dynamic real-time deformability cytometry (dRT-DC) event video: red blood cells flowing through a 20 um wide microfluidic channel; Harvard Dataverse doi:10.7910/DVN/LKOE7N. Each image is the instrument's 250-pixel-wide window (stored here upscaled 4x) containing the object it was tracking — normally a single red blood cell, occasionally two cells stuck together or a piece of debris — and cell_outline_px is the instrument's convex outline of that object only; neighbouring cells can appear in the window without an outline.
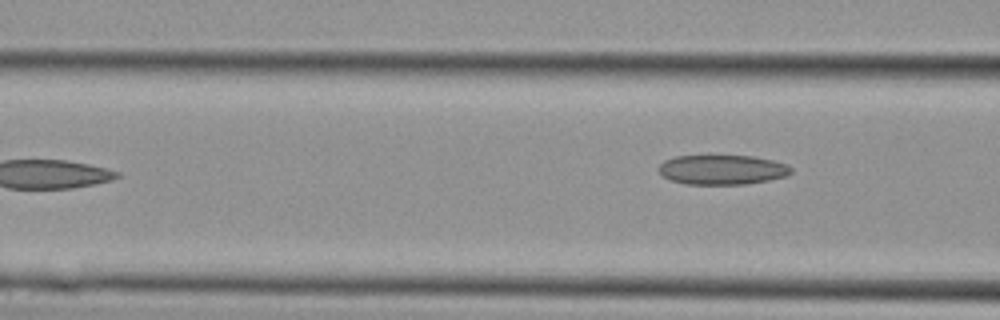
{"species": "Egyptian fruit bat (a non-hibernating species)", "species_latin": "Rousettus aegyptiacus", "temperature_condition": "cold", "stored_images_in_passage": 13, "camera_frame_rate_fps": 3000, "um_per_image_px": 0.085, "animal": {"sex": "female"}, "frame": {"image": 1, "passage_image": 13, "time_ms": 4.0, "image_size_px": [1000, 320], "cell_outline_px": [[792, 172], [788, 176], [768, 180], [744, 184], [684, 184], [672, 180], [664, 176], [656, 168], [664, 160], [676, 156], [752, 156], [772, 160], [788, 164], [792, 168]], "centroid_in_image_um": [61.4, 14.42], "position_along_channel_um": 105.2, "area_um2": 22.89}}